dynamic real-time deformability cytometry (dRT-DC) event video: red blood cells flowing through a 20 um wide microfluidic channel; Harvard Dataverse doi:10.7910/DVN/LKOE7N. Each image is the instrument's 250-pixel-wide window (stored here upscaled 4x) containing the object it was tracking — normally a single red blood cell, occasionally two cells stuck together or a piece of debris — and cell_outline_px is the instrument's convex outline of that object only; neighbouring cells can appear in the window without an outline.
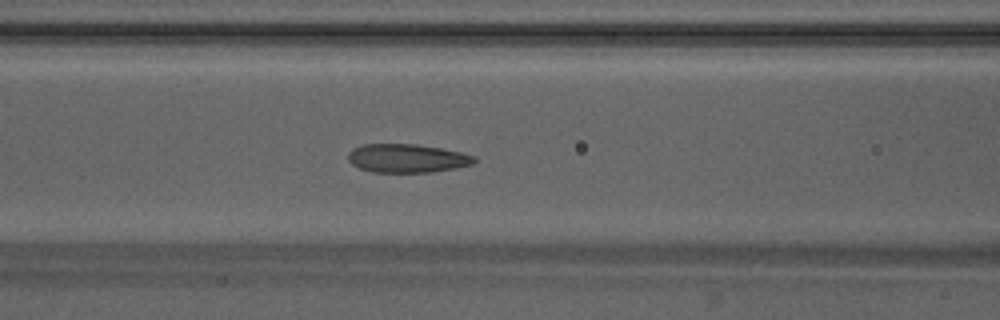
{"species": "Egyptian fruit bat (a non-hibernating species)", "species_latin": "Rousettus aegyptiacus", "temperature_condition": "warm", "stored_images_in_passage": 48, "camera_frame_rate_fps": 3000, "um_per_image_px": 0.085, "animal": {"sex": "male"}, "frame": {"image": 1, "passage_image": 20, "time_ms": 6.333, "image_size_px": [1000, 320], "cell_outline_px": [[476, 160], [472, 164], [456, 168], [432, 172], [372, 172], [360, 168], [352, 164], [348, 160], [348, 152], [352, 148], [364, 144], [416, 144], [440, 148], [460, 152], [476, 156]], "centroid_in_image_um": [34.59, 13.45], "position_along_channel_um": 132.0, "area_um2": 21.04}}
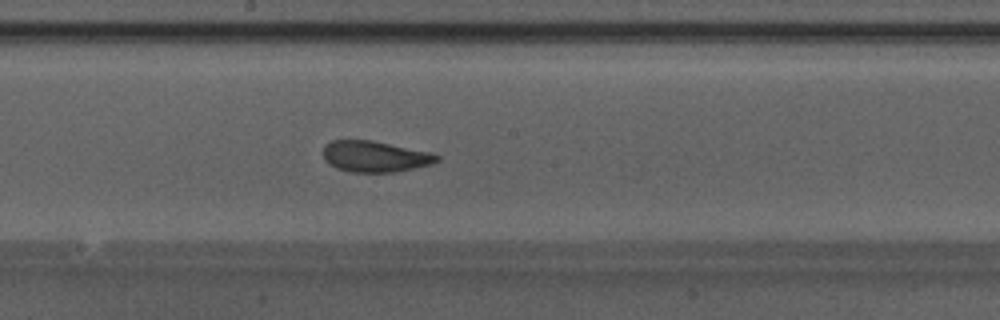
{"frame": {"image": 2, "passage_image": 26, "time_ms": 8.333, "image_size_px": [1000, 320], "cell_outline_px": [[440, 160], [432, 164], [396, 172], [352, 172], [336, 168], [324, 160], [324, 144], [332, 140], [372, 140], [432, 152], [440, 156]], "centroid_in_image_um": [31.9, 13.29], "position_along_channel_um": 216.3, "area_um2": 20.75}}
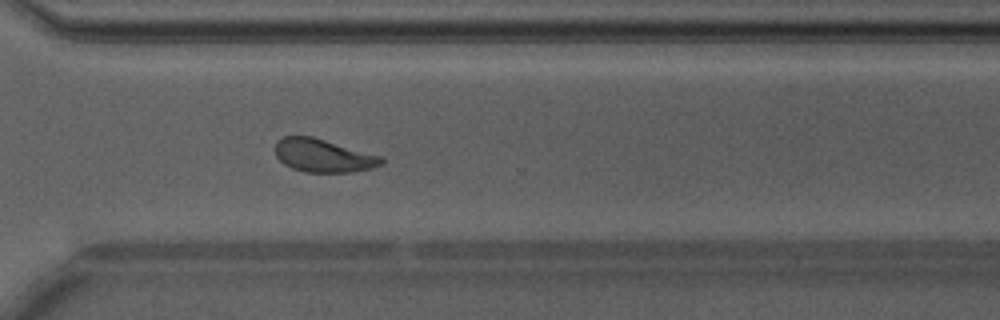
{"frame": {"image": 3, "passage_image": 35, "time_ms": 11.333, "image_size_px": [1000, 320], "cell_outline_px": [[384, 164], [372, 168], [348, 172], [304, 172], [292, 168], [284, 164], [276, 156], [276, 140], [284, 136], [312, 136], [384, 156]], "centroid_in_image_um": [27.51, 13.22], "position_along_channel_um": 343.1, "area_um2": 20.69}, "authors_computed_cell_mechanics": {"area_um2": 21.1548, "velocity_mm_per_s": 4.2331, "shape_relaxation_time_tau1_ms": 3.5005, "shape_relaxation_time_tau2_ms": 1.1651, "deformation_change_tau1": 0.1375, "deformation_change_tau2": 0.074}}